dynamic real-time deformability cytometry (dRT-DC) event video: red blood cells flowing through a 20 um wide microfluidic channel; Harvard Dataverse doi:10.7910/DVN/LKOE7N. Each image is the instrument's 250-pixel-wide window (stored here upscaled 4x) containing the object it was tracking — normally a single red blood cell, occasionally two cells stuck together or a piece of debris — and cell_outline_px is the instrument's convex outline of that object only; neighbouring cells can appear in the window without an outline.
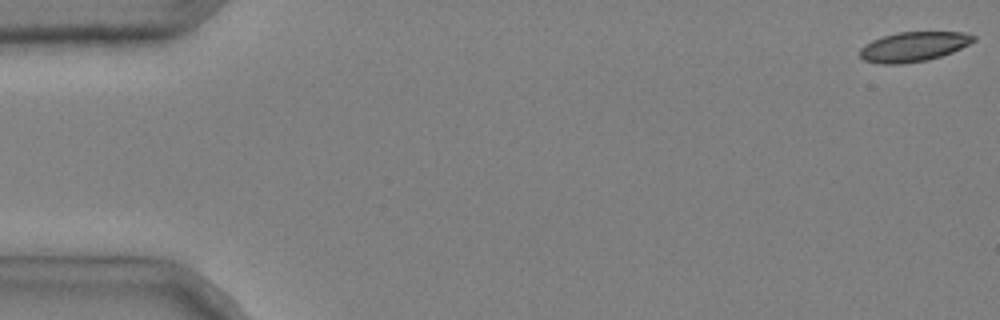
{"species": "common noctule bat (a hibernating species)", "species_latin": "Nyctalus noctula", "temperature_condition": "cold", "stored_images_in_passage": 8, "camera_frame_rate_fps": 3000, "um_per_image_px": 0.085, "animal": {"sex": "male", "body_mass_g": 20.4}, "frame": {"image": 1, "passage_image": 1, "time_ms": 0.0, "image_size_px": [1000, 320], "cell_outline_px": [[976, 40], [952, 52], [928, 60], [900, 64], [880, 64], [864, 60], [860, 56], [860, 48], [864, 44], [872, 40], [896, 32], [964, 32], [976, 36]], "centroid_in_image_um": [77.63, 3.96], "position_along_channel_um": 7.4, "area_um2": 19.65}}